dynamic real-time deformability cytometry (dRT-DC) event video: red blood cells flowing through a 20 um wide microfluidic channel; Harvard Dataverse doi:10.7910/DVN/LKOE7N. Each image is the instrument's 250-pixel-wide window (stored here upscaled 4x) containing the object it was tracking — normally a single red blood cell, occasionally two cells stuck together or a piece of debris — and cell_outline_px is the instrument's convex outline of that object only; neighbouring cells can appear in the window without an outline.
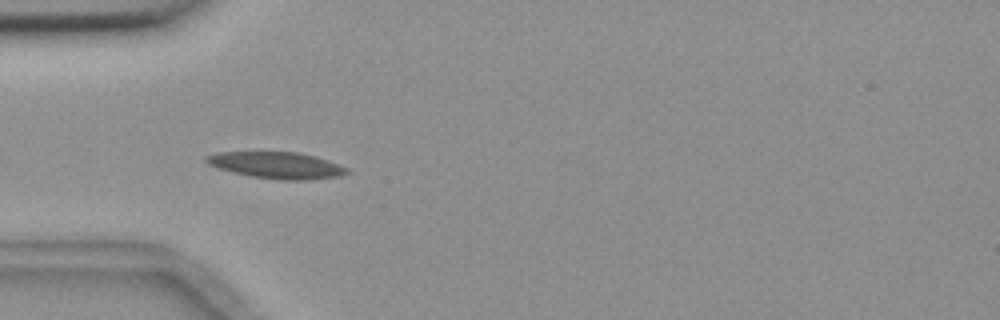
{"species": "common noctule bat (a hibernating species)", "species_latin": "Nyctalus noctula", "temperature_condition": "room temperature", "stored_images_in_passage": 7, "camera_frame_rate_fps": 3000, "um_per_image_px": 0.085, "animal": {"sex": "female", "body_mass_g": 18.4}, "frame": {"image": 1, "passage_image": 5, "time_ms": 4.667, "image_size_px": [1000, 320], "cell_outline_px": [[352, 172], [340, 176], [312, 180], [280, 180], [252, 176], [232, 172], [216, 168], [208, 164], [204, 160], [204, 156], [216, 152], [296, 152], [328, 160], [348, 168]], "centroid_in_image_um": [23.51, 14.05], "position_along_channel_um": 61.5, "area_um2": 21.91}}
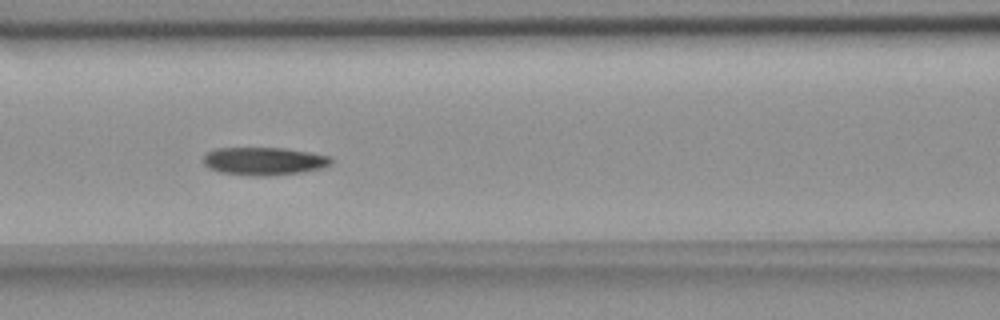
{"frame": {"image": 2, "passage_image": 7, "time_ms": 7.0, "image_size_px": [1000, 320], "cell_outline_px": [[336, 160], [332, 164], [324, 168], [304, 172], [268, 176], [256, 176], [220, 172], [208, 168], [200, 160], [208, 152], [216, 148], [284, 148], [332, 156]], "centroid_in_image_um": [22.49, 13.7], "position_along_channel_um": 144.1, "area_um2": 21.15}}